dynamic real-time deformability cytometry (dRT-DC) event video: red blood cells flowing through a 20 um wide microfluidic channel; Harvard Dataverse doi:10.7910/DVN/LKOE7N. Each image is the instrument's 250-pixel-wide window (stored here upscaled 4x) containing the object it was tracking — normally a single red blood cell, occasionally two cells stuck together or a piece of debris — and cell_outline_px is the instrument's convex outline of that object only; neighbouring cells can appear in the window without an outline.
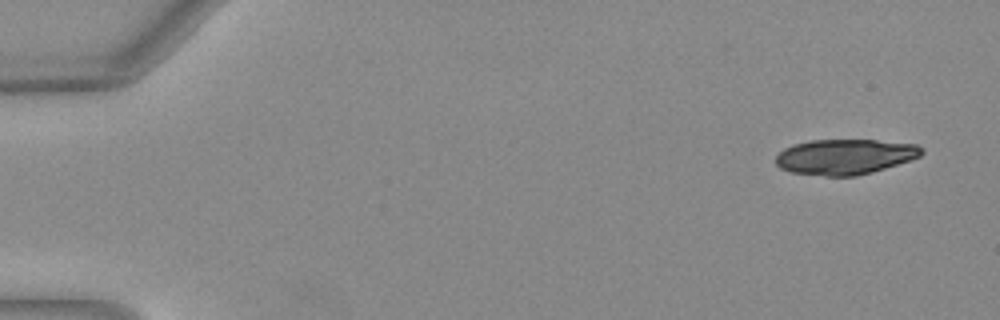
{"species": "Egyptian fruit bat (a non-hibernating species)", "species_latin": "Rousettus aegyptiacus", "temperature_condition": "warm", "stored_images_in_passage": 9, "camera_frame_rate_fps": 3000, "um_per_image_px": 0.085, "animal": {"sex": "female"}, "frame": {"image": 1, "passage_image": 1, "time_ms": 0.0, "image_size_px": [1000, 320], "cell_outline_px": [[924, 152], [920, 156], [872, 172], [856, 176], [824, 176], [788, 172], [780, 168], [776, 164], [776, 156], [784, 148], [792, 144], [812, 140], [876, 140], [916, 144], [924, 148]], "centroid_in_image_um": [71.79, 13.32], "position_along_channel_um": 13.2, "area_um2": 30.06}}